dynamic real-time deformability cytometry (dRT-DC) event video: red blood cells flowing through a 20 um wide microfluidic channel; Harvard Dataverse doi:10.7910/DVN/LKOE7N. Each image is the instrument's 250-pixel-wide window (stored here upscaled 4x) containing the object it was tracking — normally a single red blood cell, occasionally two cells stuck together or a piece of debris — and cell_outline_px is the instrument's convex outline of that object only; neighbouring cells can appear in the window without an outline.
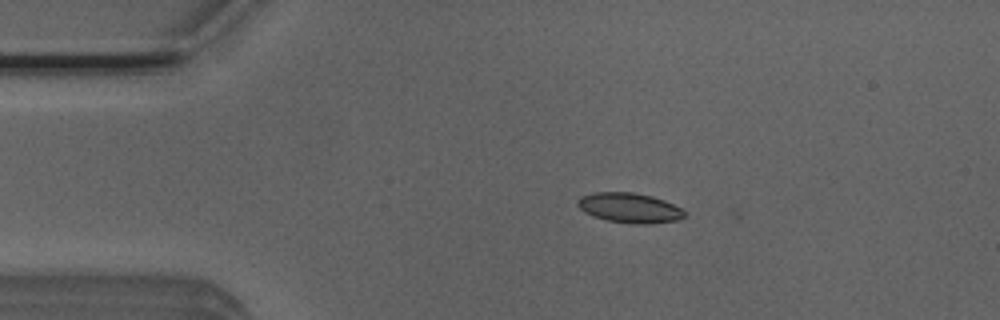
{"species": "Egyptian fruit bat (a non-hibernating species)", "species_latin": "Rousettus aegyptiacus", "temperature_condition": "room temperature", "stored_images_in_passage": 44, "camera_frame_rate_fps": 3000, "um_per_image_px": 0.085, "animal": {"sex": "male"}, "frame": {"image": 1, "passage_image": 2, "time_ms": 0.333, "image_size_px": [1000, 320], "cell_outline_px": [[684, 216], [680, 220], [648, 224], [636, 224], [608, 220], [592, 216], [584, 212], [576, 204], [576, 200], [580, 196], [592, 192], [632, 192], [652, 196], [664, 200], [680, 208], [684, 212]], "centroid_in_image_um": [53.47, 17.66], "position_along_channel_um": 31.5, "area_um2": 18.67}}
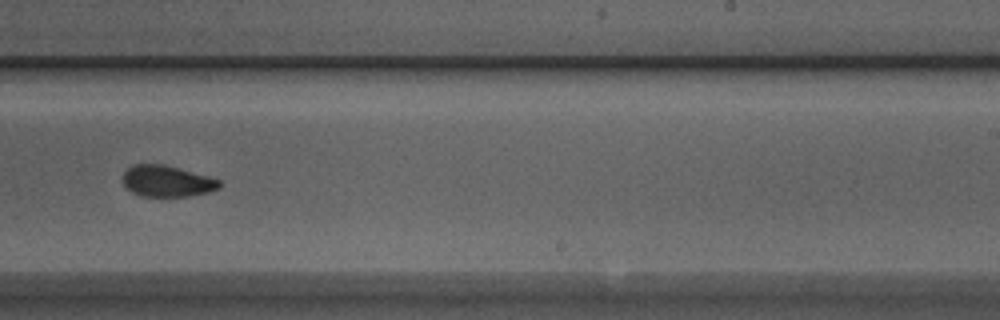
{"frame": {"image": 2, "passage_image": 24, "time_ms": 7.667, "image_size_px": [1000, 320], "cell_outline_px": [[220, 188], [208, 192], [188, 196], [140, 196], [132, 192], [124, 184], [120, 176], [132, 164], [164, 164], [180, 168], [208, 176], [220, 180]], "centroid_in_image_um": [14.16, 15.39], "position_along_channel_um": 274.8, "area_um2": 17.69}}
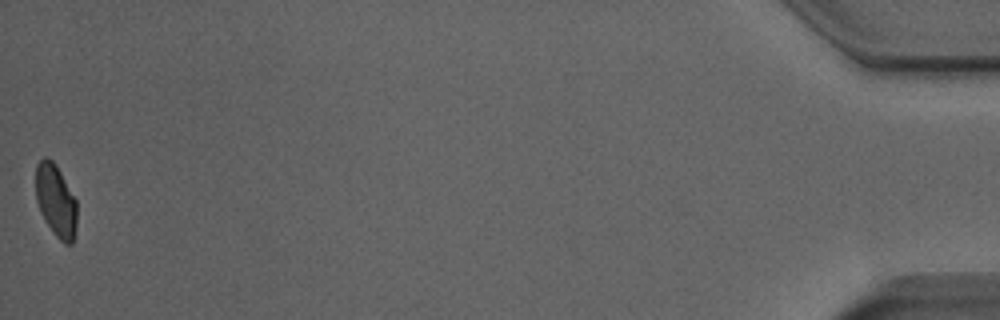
{"frame": {"image": 3, "passage_image": 44, "time_ms": 14.333, "image_size_px": [1000, 320], "cell_outline_px": [[76, 228], [72, 244], [64, 244], [52, 232], [44, 220], [40, 212], [36, 200], [36, 164], [44, 156], [52, 160], [56, 164], [76, 200]], "centroid_in_image_um": [4.73, 17.06], "position_along_channel_um": 430.5, "area_um2": 17.46}, "authors_computed_cell_mechanics": {"area_um2": 18.4382, "velocity_mm_per_s": 3.907, "shape_relaxation_time_tau1_ms": 7.6399, "shape_relaxation_time_tau2_ms": 1.4856, "deformation_change_tau1": 0.1625, "deformation_change_tau2": 0.0452}}